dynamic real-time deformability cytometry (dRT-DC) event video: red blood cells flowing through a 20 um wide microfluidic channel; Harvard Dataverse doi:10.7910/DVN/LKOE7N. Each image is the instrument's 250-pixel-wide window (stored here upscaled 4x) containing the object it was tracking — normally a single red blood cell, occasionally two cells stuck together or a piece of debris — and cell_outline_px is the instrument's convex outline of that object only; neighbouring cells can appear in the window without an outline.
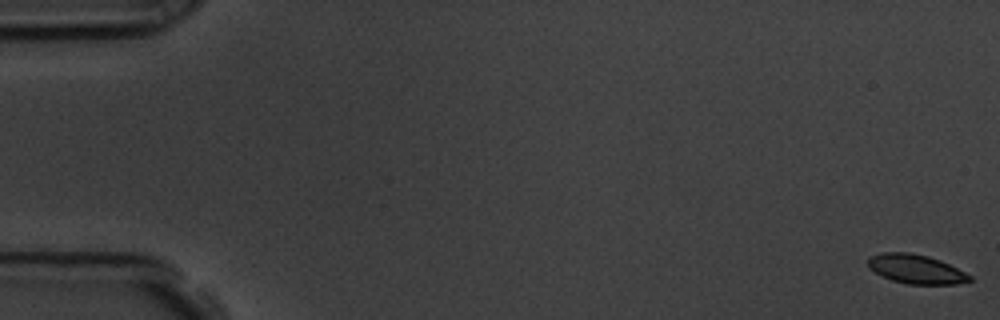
{"species": "common noctule bat (a hibernating species)", "species_latin": "Nyctalus noctula", "temperature_condition": "room temperature", "stored_images_in_passage": 59, "camera_frame_rate_fps": 3000, "um_per_image_px": 0.085, "animal": {"sex": "male", "body_mass_g": 19.5, "forearm_length_mm": 54.6}, "frame": {"image": 1, "passage_image": 1, "time_ms": 0.0, "image_size_px": [1000, 320], "cell_outline_px": [[972, 280], [956, 284], [908, 284], [892, 280], [868, 268], [868, 256], [880, 252], [912, 252], [928, 256], [940, 260], [972, 276]], "centroid_in_image_um": [77.83, 22.85], "position_along_channel_um": 7.2, "area_um2": 17.22}}
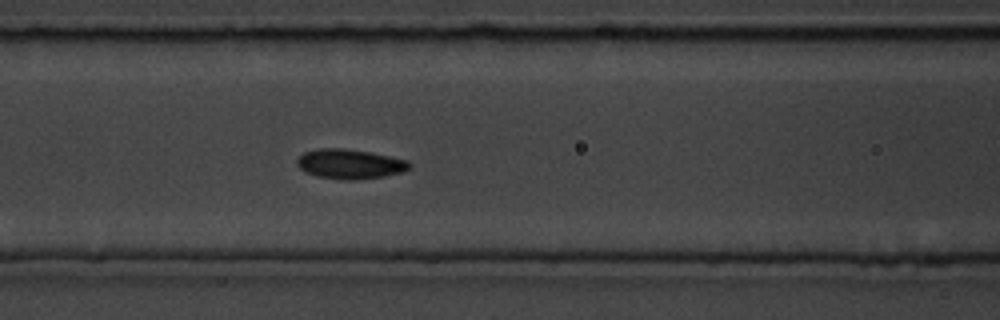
{"frame": {"image": 2, "passage_image": 25, "time_ms": 8.0, "image_size_px": [1000, 320], "cell_outline_px": [[412, 164], [408, 168], [400, 172], [384, 176], [360, 180], [340, 180], [316, 176], [304, 172], [296, 164], [296, 160], [304, 152], [316, 148], [344, 148], [368, 152], [408, 160]], "centroid_in_image_um": [29.69, 13.94], "position_along_channel_um": 136.9, "area_um2": 19.54}}
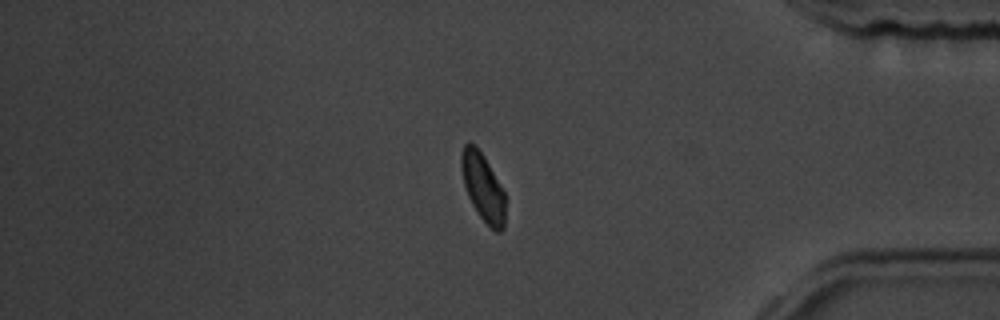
{"frame": {"image": 3, "passage_image": 49, "time_ms": 16.0, "image_size_px": [1000, 320], "cell_outline_px": [[504, 228], [500, 232], [496, 232], [480, 216], [472, 204], [468, 196], [464, 184], [460, 168], [460, 156], [464, 144], [468, 140], [476, 144], [484, 156], [504, 192]], "centroid_in_image_um": [41.01, 15.84], "position_along_channel_um": 394.2, "area_um2": 17.28}, "authors_computed_cell_mechanics": {"area_um2": 17.8602, "velocity_mm_per_s": 3.5628, "shape_relaxation_time_tau1_ms": 3.8502, "shape_relaxation_time_tau2_ms": 10.3151, "deformation_change_tau1": 0.1115, "deformation_change_tau2": 0.101}}